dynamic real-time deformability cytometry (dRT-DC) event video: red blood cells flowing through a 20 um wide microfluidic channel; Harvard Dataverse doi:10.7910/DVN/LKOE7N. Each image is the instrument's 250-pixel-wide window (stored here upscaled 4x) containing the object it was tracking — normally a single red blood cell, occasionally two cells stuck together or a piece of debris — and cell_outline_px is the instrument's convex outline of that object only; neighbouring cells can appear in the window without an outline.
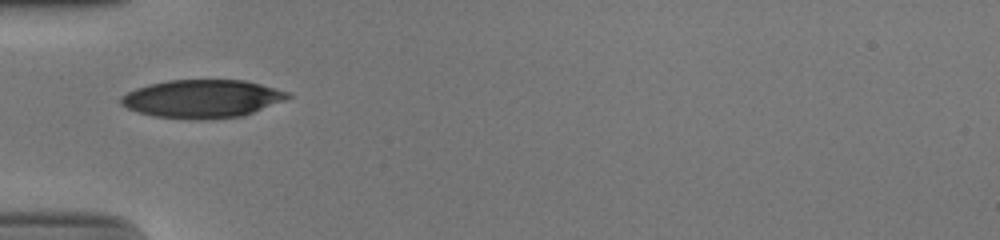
{"species": "human", "species_latin": "Homo sapiens", "temperature_condition": "cold", "stored_images_in_passage": 36, "camera_frame_rate_fps": 3000, "um_per_image_px": 0.085, "donor": {"sex": "male"}, "frame": {"image": 1, "passage_image": 1, "time_ms": 0.0, "image_size_px": [1000, 240], "cell_outline_px": [[292, 96], [284, 100], [244, 116], [200, 120], [196, 120], [152, 116], [136, 112], [120, 104], [120, 96], [136, 88], [148, 84], [168, 80], [244, 80], [292, 92]], "centroid_in_image_um": [17.18, 8.4], "position_along_channel_um": 67.8, "area_um2": 37.34}}
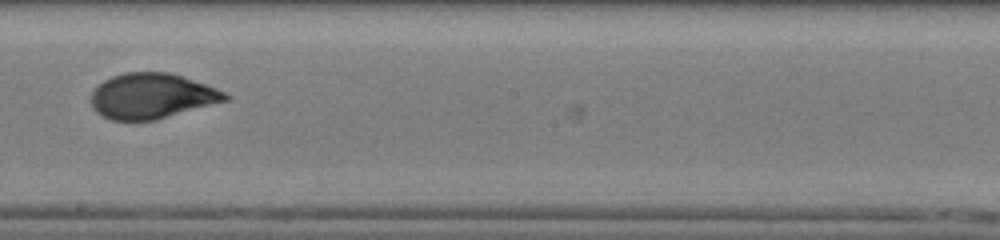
{"frame": {"image": 2, "passage_image": 14, "time_ms": 4.333, "image_size_px": [1000, 240], "cell_outline_px": [[232, 96], [228, 100], [156, 120], [112, 120], [100, 116], [92, 108], [88, 100], [92, 88], [104, 80], [112, 76], [124, 72], [172, 72], [228, 92]], "centroid_in_image_um": [12.87, 8.15], "position_along_channel_um": 235.3, "area_um2": 36.13}}
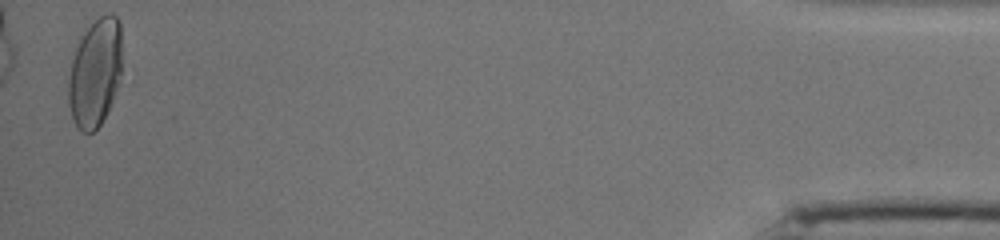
{"frame": {"image": 3, "passage_image": 35, "time_ms": 11.333, "image_size_px": [1000, 240], "cell_outline_px": [[120, 72], [116, 88], [112, 100], [100, 124], [92, 132], [80, 132], [76, 128], [68, 104], [68, 80], [72, 60], [76, 48], [84, 32], [100, 16], [108, 12], [112, 12], [120, 20]], "centroid_in_image_um": [8.06, 6.18], "position_along_channel_um": 427.1, "area_um2": 33.29}, "authors_computed_cell_mechanics": {"area_um2": 35.4314, "velocity_mm_per_s": 3.9124, "shape_relaxation_time_tau1_ms": 7.0893, "shape_relaxation_time_tau2_ms": 0.7128, "deformation_change_tau1": 0.2262, "deformation_change_tau2": 0.052}}